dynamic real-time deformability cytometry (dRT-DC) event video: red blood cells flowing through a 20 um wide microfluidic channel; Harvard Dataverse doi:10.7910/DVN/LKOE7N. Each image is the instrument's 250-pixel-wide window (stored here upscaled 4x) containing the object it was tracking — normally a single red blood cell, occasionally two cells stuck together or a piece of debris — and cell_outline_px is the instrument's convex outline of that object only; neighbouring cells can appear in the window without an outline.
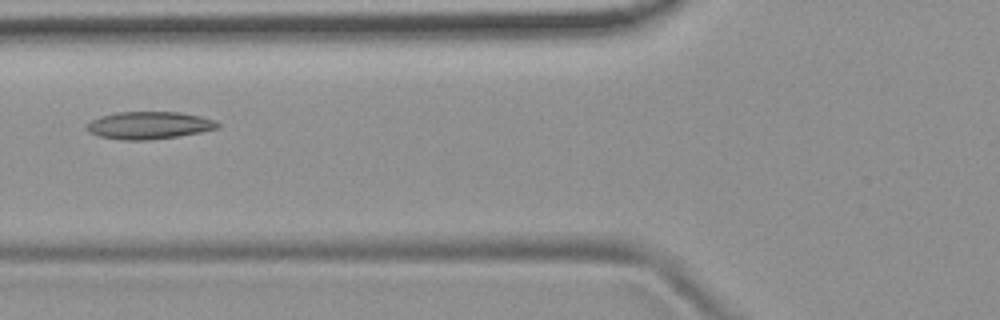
{"species": "common noctule bat (a hibernating species)", "species_latin": "Nyctalus noctula", "temperature_condition": "room temperature", "stored_images_in_passage": 39, "camera_frame_rate_fps": 3000, "um_per_image_px": 0.085, "animal": {"sex": "female", "body_mass_g": 19.9}, "frame": {"image": 1, "passage_image": 7, "time_ms": 2.0, "image_size_px": [1000, 320], "cell_outline_px": [[220, 128], [200, 132], [176, 136], [148, 140], [124, 140], [100, 136], [88, 132], [84, 128], [84, 124], [100, 116], [116, 112], [180, 112], [200, 116], [216, 120], [220, 124]], "centroid_in_image_um": [12.65, 10.64], "position_along_channel_um": 113.2, "area_um2": 21.04}}
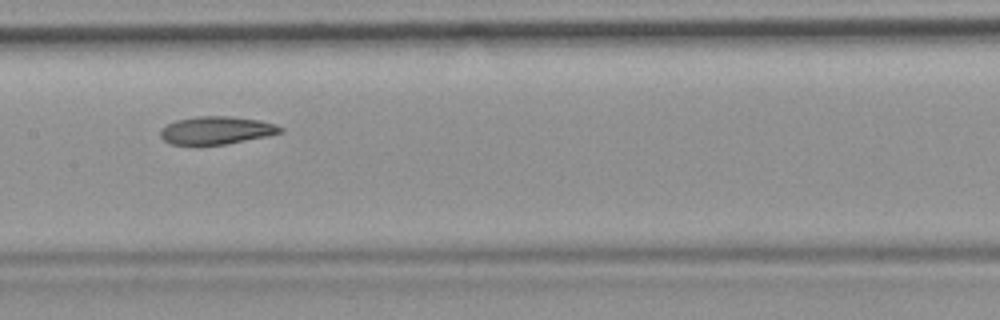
{"frame": {"image": 2, "passage_image": 13, "time_ms": 4.0, "image_size_px": [1000, 320], "cell_outline_px": [[284, 132], [268, 136], [224, 144], [196, 148], [172, 144], [164, 140], [160, 136], [160, 128], [176, 120], [200, 116], [228, 116], [260, 120], [276, 124], [284, 128]], "centroid_in_image_um": [18.37, 11.11], "position_along_channel_um": 189.0, "area_um2": 20.11}}
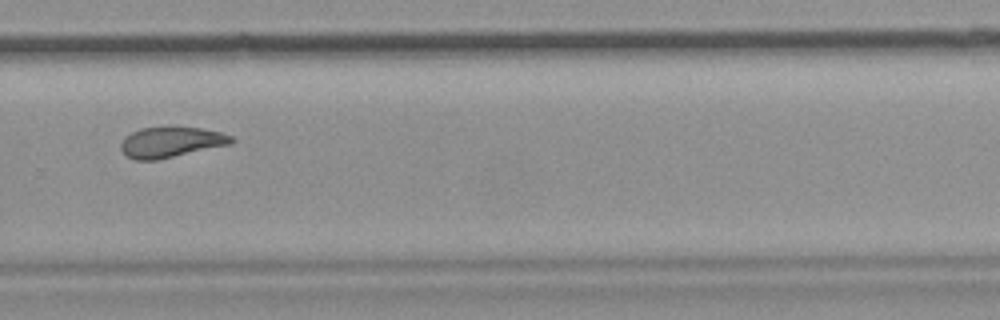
{"frame": {"image": 3, "passage_image": 23, "time_ms": 7.333, "image_size_px": [1000, 320], "cell_outline_px": [[236, 140], [232, 144], [156, 160], [136, 160], [128, 156], [120, 148], [120, 144], [124, 136], [140, 128], [172, 124], [200, 128], [220, 132], [232, 136]], "centroid_in_image_um": [14.54, 12.03], "position_along_channel_um": 315.3, "area_um2": 20.29}, "authors_computed_cell_mechanics": {"area_um2": 20.4612, "velocity_mm_per_s": 3.8, "shape_relaxation_time_tau1_ms": null, "shape_relaxation_time_tau2_ms": 3.1939, "deformation_change_tau1": null, "deformation_change_tau2": 0.0861}}